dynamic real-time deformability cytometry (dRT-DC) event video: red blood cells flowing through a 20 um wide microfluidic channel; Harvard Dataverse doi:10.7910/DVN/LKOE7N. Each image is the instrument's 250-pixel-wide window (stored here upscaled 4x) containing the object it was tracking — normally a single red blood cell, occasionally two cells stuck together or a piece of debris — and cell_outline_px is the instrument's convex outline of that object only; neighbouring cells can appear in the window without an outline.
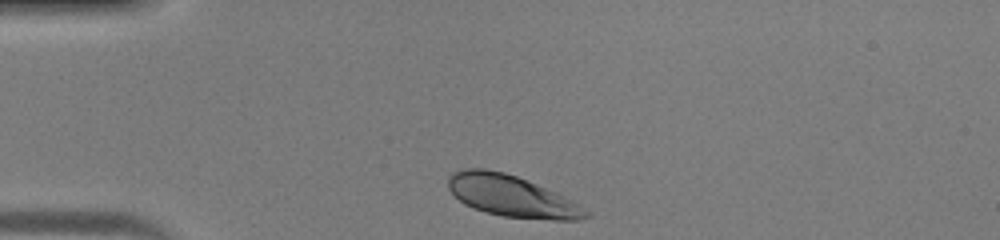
{"species": "human", "species_latin": "Homo sapiens", "temperature_condition": "warm", "stored_images_in_passage": 27, "camera_frame_rate_fps": 3000, "um_per_image_px": 0.085, "donor": {"sex": "male"}, "frame": {"image": 1, "passage_image": 1, "time_ms": 0.0, "image_size_px": [1000, 240], "cell_outline_px": [[592, 216], [580, 220], [552, 220], [504, 216], [484, 212], [472, 208], [464, 204], [448, 188], [448, 176], [452, 172], [460, 168], [484, 168], [504, 172], [516, 176], [556, 192], [572, 200], [592, 212]], "centroid_in_image_um": [43.5, 16.67], "position_along_channel_um": 41.5, "area_um2": 33.47}}
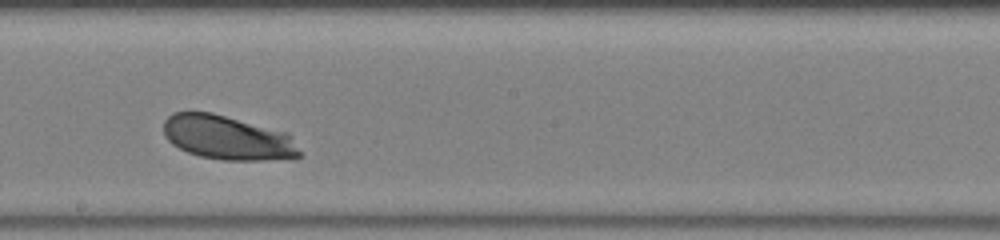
{"frame": {"image": 2, "passage_image": 16, "time_ms": 5.0, "image_size_px": [1000, 240], "cell_outline_px": [[300, 156], [264, 160], [224, 160], [200, 156], [188, 152], [172, 144], [164, 136], [164, 120], [172, 112], [212, 112], [288, 132], [292, 136], [300, 152]], "centroid_in_image_um": [19.33, 11.68], "position_along_channel_um": 228.9, "area_um2": 35.03}}
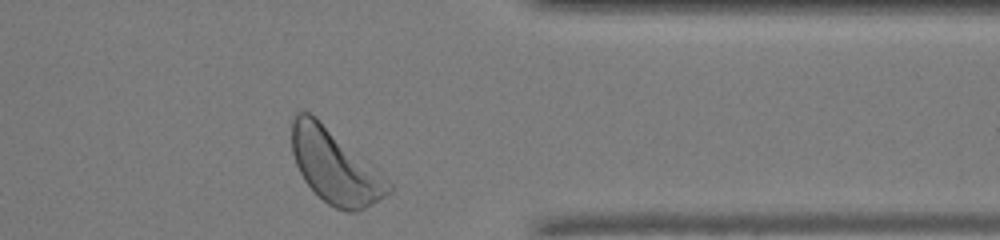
{"frame": {"image": 3, "passage_image": 27, "time_ms": 8.667, "image_size_px": [1000, 240], "cell_outline_px": [[392, 192], [372, 204], [356, 212], [344, 212], [328, 204], [304, 180], [296, 164], [292, 152], [292, 120], [296, 112], [308, 112], [316, 116], [380, 168], [392, 184]], "centroid_in_image_um": [28.53, 14.12], "position_along_channel_um": 382.9, "area_um2": 42.31}}